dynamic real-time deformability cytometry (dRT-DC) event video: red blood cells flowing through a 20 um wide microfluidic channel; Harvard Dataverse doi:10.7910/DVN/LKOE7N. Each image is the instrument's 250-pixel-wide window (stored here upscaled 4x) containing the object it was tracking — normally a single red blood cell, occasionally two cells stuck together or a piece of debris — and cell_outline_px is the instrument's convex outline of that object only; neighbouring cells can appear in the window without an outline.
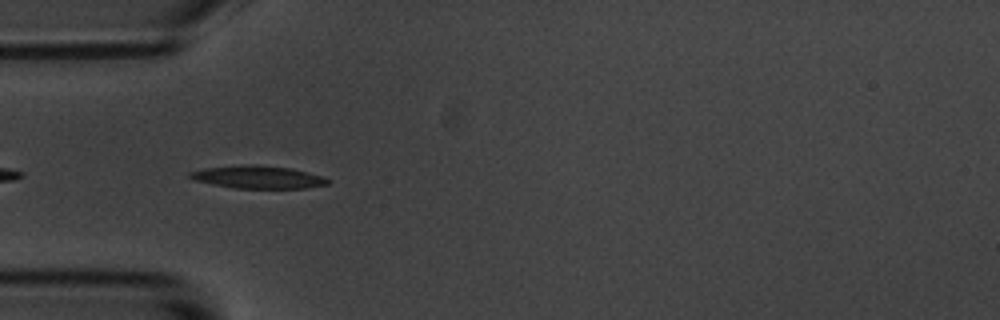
{"species": "common noctule bat (a hibernating species)", "species_latin": "Nyctalus noctula", "temperature_condition": "room temperature", "stored_images_in_passage": 3, "camera_frame_rate_fps": 3000, "um_per_image_px": 0.085, "animal": {"sex": "male", "body_mass_g": 20.1, "forearm_length_mm": 53.5}, "frame": {"image": 1, "passage_image": 2, "time_ms": 1.333, "image_size_px": [1000, 320], "cell_outline_px": [[332, 180], [328, 184], [304, 188], [236, 188], [196, 180], [188, 176], [188, 172], [204, 168], [240, 164], [256, 164], [292, 168], [324, 176]], "centroid_in_image_um": [21.98, 15.03], "position_along_channel_um": 63.0, "area_um2": 18.32}}